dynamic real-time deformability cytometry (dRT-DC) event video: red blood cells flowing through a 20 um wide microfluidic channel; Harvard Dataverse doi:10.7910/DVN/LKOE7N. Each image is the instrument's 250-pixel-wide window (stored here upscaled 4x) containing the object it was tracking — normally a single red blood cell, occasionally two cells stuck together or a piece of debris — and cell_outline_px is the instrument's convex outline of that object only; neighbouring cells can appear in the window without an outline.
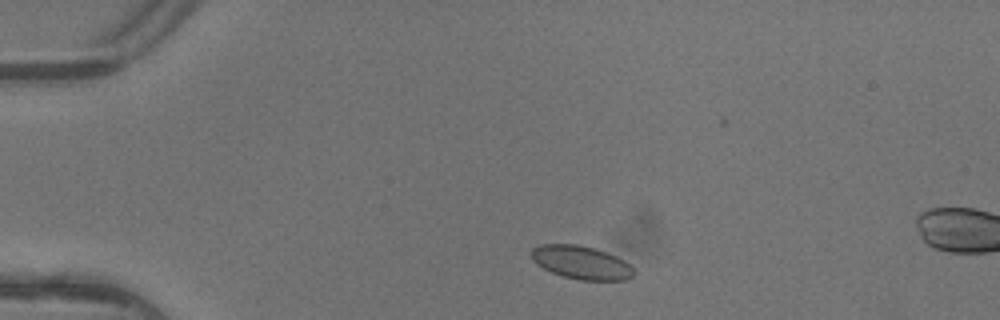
{"species": "common noctule bat (a hibernating species)", "species_latin": "Nyctalus noctula", "temperature_condition": "warm", "stored_images_in_passage": 2, "camera_frame_rate_fps": 3000, "um_per_image_px": 0.085, "animal": {"sex": "female"}, "frame": {"image": 1, "passage_image": 1, "time_ms": 0.0, "image_size_px": [1000, 320], "cell_outline_px": [[636, 272], [628, 280], [580, 280], [564, 276], [552, 272], [536, 264], [532, 260], [532, 248], [544, 244], [576, 244], [596, 248], [616, 256], [624, 260]], "centroid_in_image_um": [49.43, 22.31], "position_along_channel_um": 35.6, "area_um2": 19.83}}